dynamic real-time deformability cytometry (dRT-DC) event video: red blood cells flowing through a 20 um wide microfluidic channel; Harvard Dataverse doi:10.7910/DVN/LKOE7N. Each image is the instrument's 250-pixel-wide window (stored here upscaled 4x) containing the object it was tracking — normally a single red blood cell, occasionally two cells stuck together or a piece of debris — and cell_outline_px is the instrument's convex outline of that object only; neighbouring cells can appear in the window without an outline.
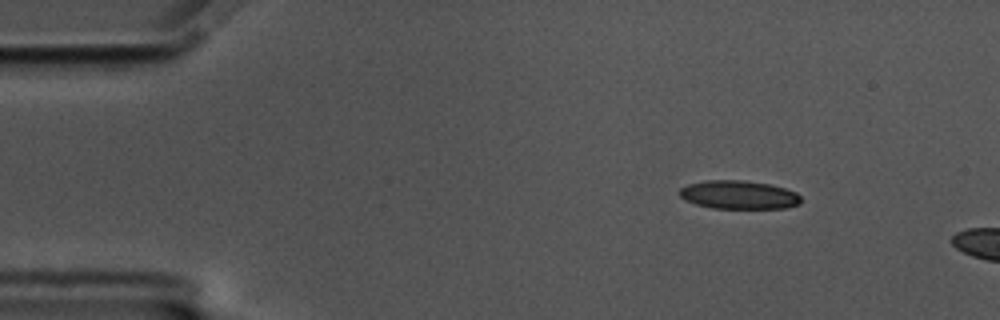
{"species": "common noctule bat (a hibernating species)", "species_latin": "Nyctalus noctula", "temperature_condition": "cold", "stored_images_in_passage": 14, "camera_frame_rate_fps": 3000, "um_per_image_px": 0.085, "animal": {"sex": "male", "body_mass_g": 17.5, "forearm_length_mm": 52.3}, "frame": {"image": 1, "passage_image": 7, "time_ms": 2.0, "image_size_px": [1000, 320], "cell_outline_px": [[800, 204], [784, 208], [712, 208], [696, 204], [684, 200], [680, 196], [680, 188], [688, 184], [704, 180], [744, 180], [768, 184], [784, 188], [796, 192], [800, 196]], "centroid_in_image_um": [62.77, 16.55], "position_along_channel_um": 22.2, "area_um2": 20.11}}